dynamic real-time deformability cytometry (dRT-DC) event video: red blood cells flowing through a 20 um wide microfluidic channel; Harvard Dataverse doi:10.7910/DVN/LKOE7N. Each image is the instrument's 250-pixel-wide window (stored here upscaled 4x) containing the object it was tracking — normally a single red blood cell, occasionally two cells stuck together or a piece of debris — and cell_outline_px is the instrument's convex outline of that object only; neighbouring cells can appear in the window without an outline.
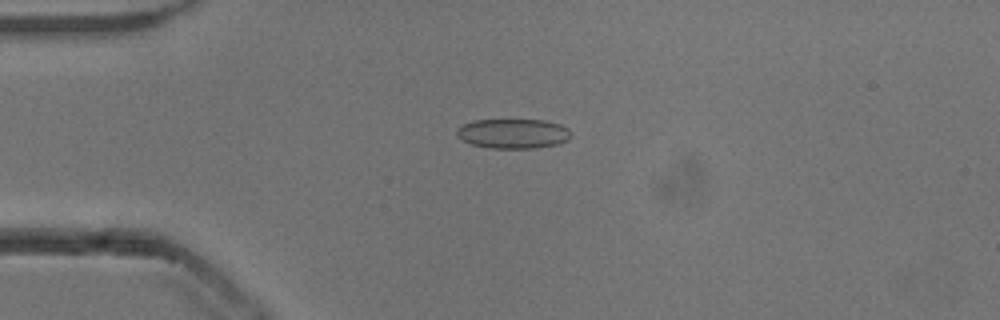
{"species": "common noctule bat (a hibernating species)", "species_latin": "Nyctalus noctula", "temperature_condition": "cold", "stored_images_in_passage": 41, "camera_frame_rate_fps": 3000, "um_per_image_px": 0.085, "animal": {"sex": "male", "body_mass_g": 13.3}, "frame": {"image": 1, "passage_image": 1, "time_ms": 0.0, "image_size_px": [1000, 320], "cell_outline_px": [[572, 136], [568, 140], [556, 144], [536, 148], [488, 148], [472, 144], [464, 140], [456, 132], [456, 128], [464, 124], [476, 120], [544, 120], [560, 124], [568, 128], [572, 132]], "centroid_in_image_um": [43.67, 11.35], "position_along_channel_um": 41.3, "area_um2": 19.71}}
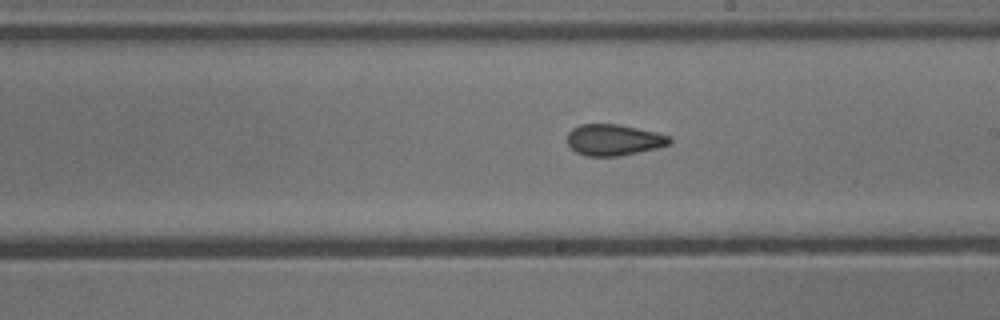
{"frame": {"image": 2, "passage_image": 18, "time_ms": 5.667, "image_size_px": [1000, 320], "cell_outline_px": [[672, 144], [656, 148], [620, 156], [584, 156], [576, 152], [568, 144], [568, 132], [572, 128], [580, 124], [620, 124], [656, 132], [668, 136], [672, 140]], "centroid_in_image_um": [52.17, 11.89], "position_along_channel_um": 236.8, "area_um2": 18.67}}
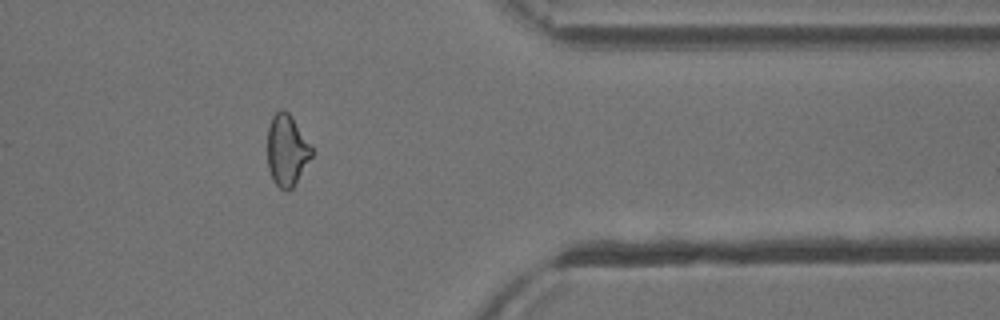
{"frame": {"image": 3, "passage_image": 31, "time_ms": 10.0, "image_size_px": [1000, 320], "cell_outline_px": [[312, 156], [292, 188], [284, 192], [272, 180], [268, 168], [268, 128], [272, 116], [280, 108], [284, 108], [292, 116], [312, 148]], "centroid_in_image_um": [24.36, 12.76], "position_along_channel_um": 387.0, "area_um2": 18.32}, "authors_computed_cell_mechanics": {"area_um2": 19.0162, "velocity_mm_per_s": 3.8662, "shape_relaxation_time_tau1_ms": 5.4507, "shape_relaxation_time_tau2_ms": 1.7378, "deformation_change_tau1": 0.0923, "deformation_change_tau2": 0.0713}}